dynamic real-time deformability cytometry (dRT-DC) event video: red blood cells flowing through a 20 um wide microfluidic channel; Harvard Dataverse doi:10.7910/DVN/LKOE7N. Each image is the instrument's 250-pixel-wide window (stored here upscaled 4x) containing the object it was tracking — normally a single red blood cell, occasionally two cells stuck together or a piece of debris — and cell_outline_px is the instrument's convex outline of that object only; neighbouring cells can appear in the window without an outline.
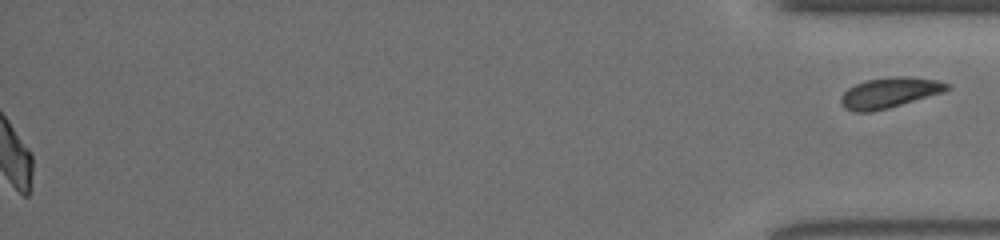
{"species": "common noctule bat (a hibernating species)", "species_latin": "Nyctalus noctula", "temperature_condition": "room temperature", "stored_images_in_passage": 43, "segment_of_instrument_passage": [2, 2], "camera_frame_rate_fps": 3000, "um_per_image_px": 0.085, "animal": {"sex": "female", "body_mass_g": 19.5, "forearm_length_mm": 54.1}, "frame": {"image": 1, "passage_image": 43, "time_ms": 14.0, "image_size_px": [1000, 240], "cell_outline_px": [[952, 88], [944, 92], [888, 108], [872, 112], [852, 112], [844, 108], [840, 100], [840, 96], [848, 88], [856, 84], [868, 80], [888, 76], [912, 76], [940, 80], [948, 84]], "centroid_in_image_um": [75.62, 7.87], "position_along_channel_um": 359.6, "area_um2": 19.07}}